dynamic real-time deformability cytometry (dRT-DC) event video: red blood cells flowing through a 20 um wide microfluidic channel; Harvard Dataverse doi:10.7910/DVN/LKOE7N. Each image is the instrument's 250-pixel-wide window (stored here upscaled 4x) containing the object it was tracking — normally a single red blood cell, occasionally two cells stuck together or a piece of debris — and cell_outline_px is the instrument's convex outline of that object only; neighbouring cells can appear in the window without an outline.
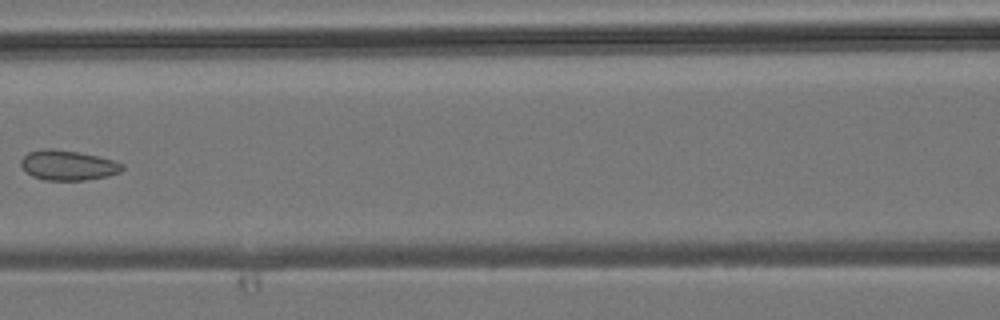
{"species": "common noctule bat (a hibernating species)", "species_latin": "Nyctalus noctula", "temperature_condition": "room temperature", "stored_images_in_passage": 6, "camera_frame_rate_fps": 3000, "um_per_image_px": 0.085, "animal": {"sex": "male", "body_mass_g": 19.2, "forearm_length_mm": 51.8}, "frame": {"image": 1, "passage_image": 6, "time_ms": 6.0, "image_size_px": [1000, 320], "cell_outline_px": [[124, 168], [120, 172], [108, 176], [84, 180], [44, 180], [32, 176], [20, 164], [20, 160], [28, 152], [44, 148], [52, 148], [80, 152], [112, 160], [124, 164]], "centroid_in_image_um": [5.77, 14.04], "position_along_channel_um": 160.8, "area_um2": 17.69}}